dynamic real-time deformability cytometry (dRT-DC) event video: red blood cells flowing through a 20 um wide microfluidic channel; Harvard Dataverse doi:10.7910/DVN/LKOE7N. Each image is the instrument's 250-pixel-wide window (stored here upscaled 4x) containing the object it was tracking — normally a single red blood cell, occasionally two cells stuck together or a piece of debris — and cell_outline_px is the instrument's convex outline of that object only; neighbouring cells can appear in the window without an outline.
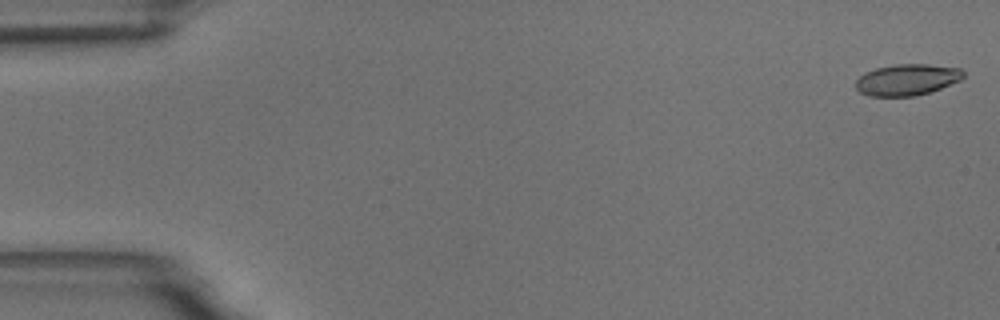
{"species": "common noctule bat (a hibernating species)", "species_latin": "Nyctalus noctula", "temperature_condition": "room temperature", "stored_images_in_passage": 55, "camera_frame_rate_fps": 3000, "um_per_image_px": 0.085, "animal": {"sex": "male", "body_mass_g": 18.8}, "frame": {"image": 1, "passage_image": 1, "time_ms": 0.0, "image_size_px": [1000, 320], "cell_outline_px": [[964, 76], [960, 80], [940, 88], [916, 96], [868, 96], [860, 92], [856, 88], [856, 80], [864, 72], [876, 68], [896, 64], [928, 64], [960, 68], [964, 72]], "centroid_in_image_um": [77.08, 6.77], "position_along_channel_um": 7.9, "area_um2": 19.59}}
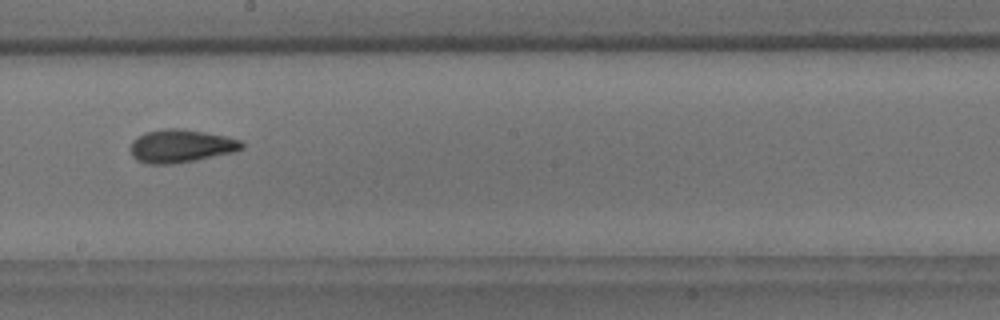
{"frame": {"image": 2, "passage_image": 31, "time_ms": 10.0, "image_size_px": [1000, 320], "cell_outline_px": [[244, 148], [236, 152], [196, 160], [172, 164], [148, 164], [136, 160], [132, 156], [128, 148], [132, 140], [144, 132], [164, 128], [184, 128], [244, 140]], "centroid_in_image_um": [15.37, 12.41], "position_along_channel_um": 232.8, "area_um2": 21.96}}
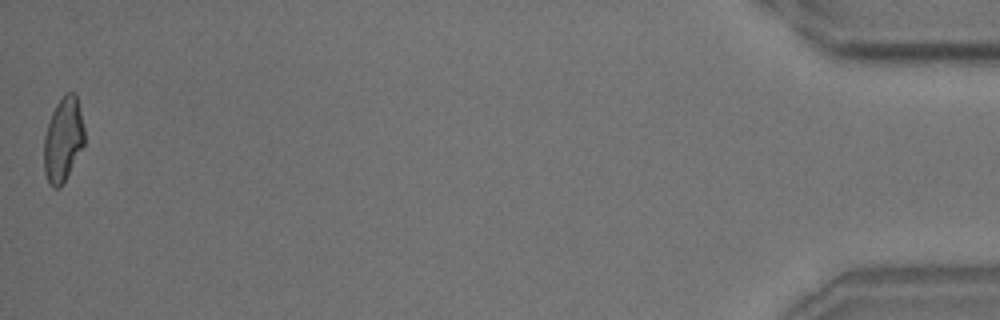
{"frame": {"image": 3, "passage_image": 55, "time_ms": 18.0, "image_size_px": [1000, 320], "cell_outline_px": [[84, 144], [60, 188], [52, 188], [48, 184], [44, 172], [44, 136], [52, 112], [56, 104], [64, 92], [76, 92], [84, 128]], "centroid_in_image_um": [5.35, 11.84], "position_along_channel_um": 429.8, "area_um2": 19.88}, "authors_computed_cell_mechanics": {"area_um2": 20.4612, "velocity_mm_per_s": 3.6482, "shape_relaxation_time_tau1_ms": 7.0815, "shape_relaxation_time_tau2_ms": 2.1506, "deformation_change_tau1": 0.1885, "deformation_change_tau2": 0.0841}}